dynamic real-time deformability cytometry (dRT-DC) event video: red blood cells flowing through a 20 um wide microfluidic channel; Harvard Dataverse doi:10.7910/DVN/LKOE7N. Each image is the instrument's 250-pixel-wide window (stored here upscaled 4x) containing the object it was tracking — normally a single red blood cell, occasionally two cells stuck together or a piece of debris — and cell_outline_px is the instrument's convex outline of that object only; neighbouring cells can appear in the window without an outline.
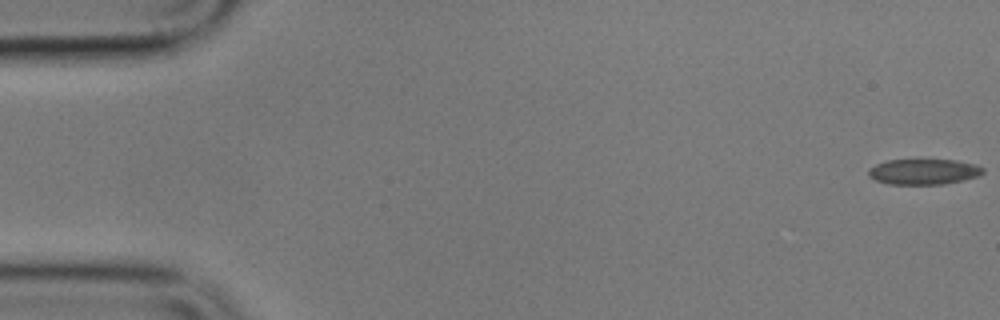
{"species": "common noctule bat (a hibernating species)", "species_latin": "Nyctalus noctula", "temperature_condition": "cold", "stored_images_in_passage": 5, "camera_frame_rate_fps": 3000, "um_per_image_px": 0.085, "animal": {"sex": "male", "body_mass_g": 17.9}, "frame": {"image": 1, "passage_image": 1, "time_ms": 0.0, "image_size_px": [1000, 320], "cell_outline_px": [[984, 172], [976, 176], [944, 184], [888, 184], [876, 180], [868, 176], [868, 168], [876, 164], [888, 160], [956, 160], [976, 164], [984, 168]], "centroid_in_image_um": [78.48, 14.59], "position_along_channel_um": 6.5, "area_um2": 16.94}}
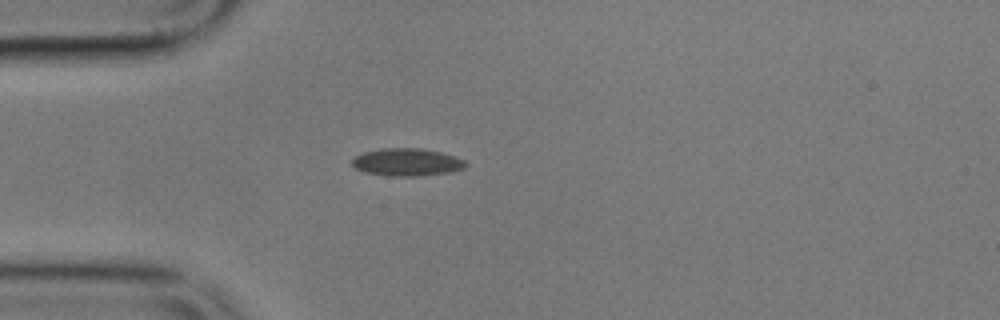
{"frame": {"image": 2, "passage_image": 5, "time_ms": 5.0, "image_size_px": [1000, 320], "cell_outline_px": [[468, 164], [464, 168], [452, 172], [420, 176], [388, 176], [364, 172], [356, 168], [352, 164], [352, 160], [356, 156], [364, 152], [384, 148], [420, 148], [440, 152], [456, 156], [464, 160]], "centroid_in_image_um": [34.62, 13.79], "position_along_channel_um": 50.4, "area_um2": 18.32}}